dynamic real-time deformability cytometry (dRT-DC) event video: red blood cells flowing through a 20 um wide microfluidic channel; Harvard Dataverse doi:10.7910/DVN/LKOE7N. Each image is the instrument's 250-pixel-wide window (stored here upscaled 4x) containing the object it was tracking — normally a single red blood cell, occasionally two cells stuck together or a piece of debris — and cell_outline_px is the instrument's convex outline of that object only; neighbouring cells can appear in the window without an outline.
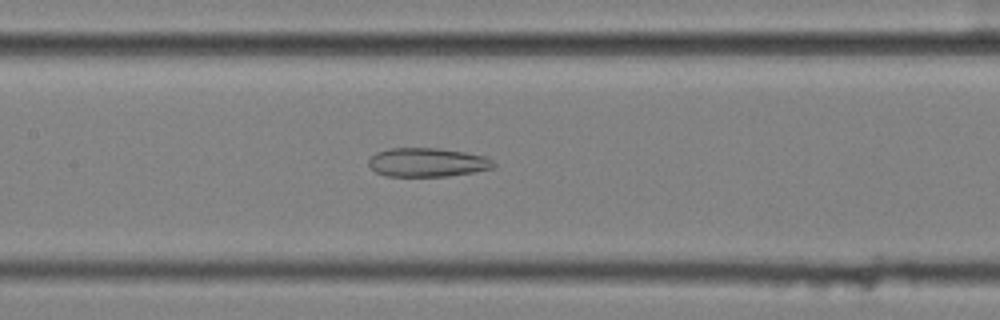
{"species": "common noctule bat (a hibernating species)", "species_latin": "Nyctalus noctula", "temperature_condition": "cold", "stored_images_in_passage": 56, "camera_frame_rate_fps": 3000, "um_per_image_px": 0.085, "animal": {"sex": "female", "body_mass_g": 25.1}, "frame": {"image": 1, "passage_image": 27, "time_ms": 8.667, "image_size_px": [1000, 320], "cell_outline_px": [[496, 164], [492, 168], [472, 172], [448, 176], [384, 176], [376, 172], [368, 164], [368, 160], [376, 152], [392, 148], [436, 148], [464, 152], [488, 156]], "centroid_in_image_um": [36.32, 13.8], "position_along_channel_um": 171.1, "area_um2": 20.98}}
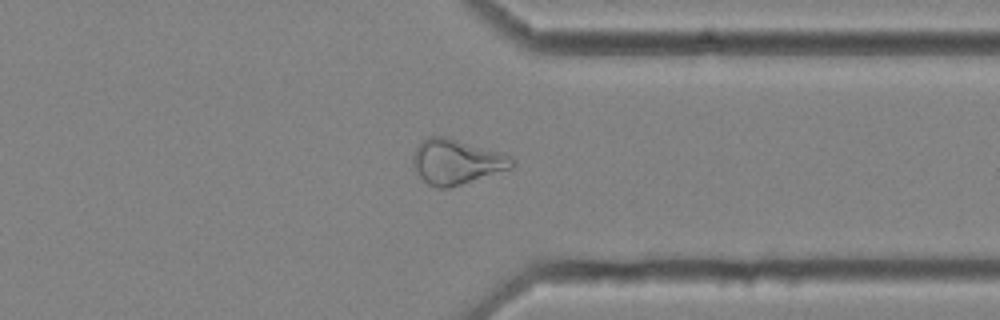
{"frame": {"image": 2, "passage_image": 44, "time_ms": 14.333, "image_size_px": [1000, 320], "cell_outline_px": [[516, 164], [512, 168], [448, 188], [436, 188], [428, 184], [416, 172], [412, 164], [412, 156], [416, 148], [428, 136], [444, 136], [512, 156], [516, 160]], "centroid_in_image_um": [38.8, 13.76], "position_along_channel_um": 372.6, "area_um2": 25.72}}
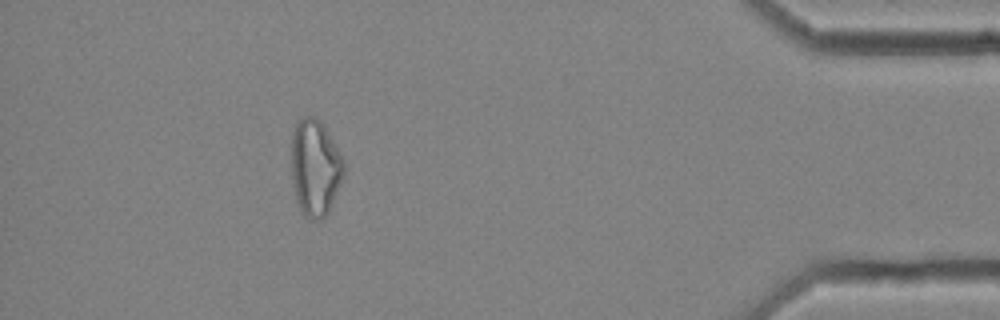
{"frame": {"image": 3, "passage_image": 51, "time_ms": 16.667, "image_size_px": [1000, 320], "cell_outline_px": [[344, 176], [328, 212], [320, 220], [312, 220], [300, 212], [296, 200], [292, 180], [292, 136], [296, 124], [304, 116], [316, 116], [324, 124], [344, 160]], "centroid_in_image_um": [26.79, 14.25], "position_along_channel_um": 408.4, "area_um2": 29.59}, "authors_computed_cell_mechanics": {"area_um2": 28.2353, "velocity_mm_per_s": 3.5677, "shape_relaxation_time_tau1_ms": null, "shape_relaxation_time_tau2_ms": 5.5262, "deformation_change_tau1": null, "deformation_change_tau2": 0.1552}}